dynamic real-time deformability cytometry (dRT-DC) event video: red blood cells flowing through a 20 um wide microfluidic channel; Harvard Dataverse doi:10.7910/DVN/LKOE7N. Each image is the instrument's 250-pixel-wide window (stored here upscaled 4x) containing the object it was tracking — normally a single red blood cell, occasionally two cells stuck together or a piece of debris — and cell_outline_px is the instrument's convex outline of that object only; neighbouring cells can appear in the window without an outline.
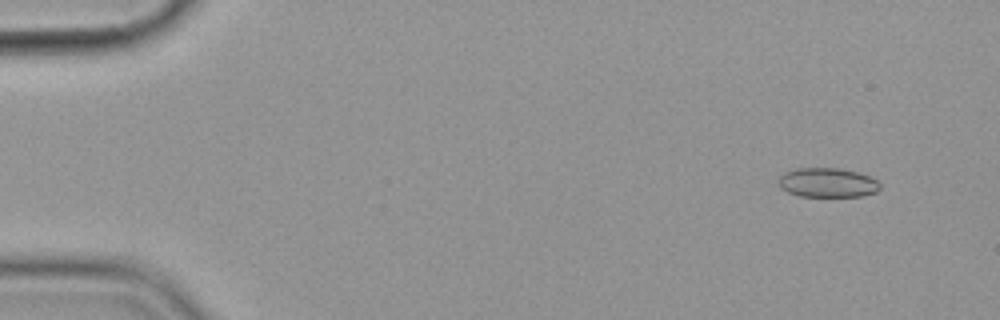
{"species": "common noctule bat (a hibernating species)", "species_latin": "Nyctalus noctula", "temperature_condition": "cold", "stored_images_in_passage": 9, "camera_frame_rate_fps": 3000, "um_per_image_px": 0.085, "animal": {"sex": "female", "body_mass_g": 19.9}, "frame": {"image": 1, "passage_image": 2, "time_ms": 1.333, "image_size_px": [1000, 320], "cell_outline_px": [[880, 188], [876, 192], [864, 196], [800, 196], [788, 192], [780, 188], [776, 180], [784, 172], [796, 168], [840, 168], [856, 172], [868, 176], [876, 180], [880, 184]], "centroid_in_image_um": [70.3, 15.52], "position_along_channel_um": 14.7, "area_um2": 17.46}}
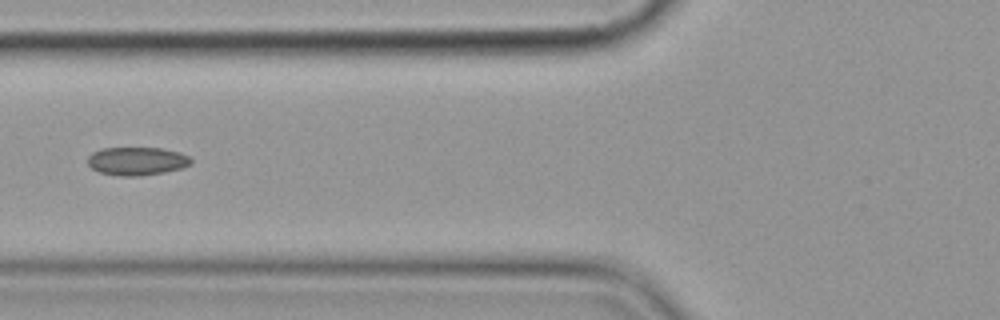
{"frame": {"image": 2, "passage_image": 7, "time_ms": 7.333, "image_size_px": [1000, 320], "cell_outline_px": [[192, 164], [184, 168], [164, 172], [140, 176], [120, 176], [100, 172], [92, 168], [88, 164], [88, 156], [92, 152], [104, 148], [160, 148], [180, 152], [188, 156], [192, 160]], "centroid_in_image_um": [11.66, 13.7], "position_along_channel_um": 114.1, "area_um2": 17.05}}
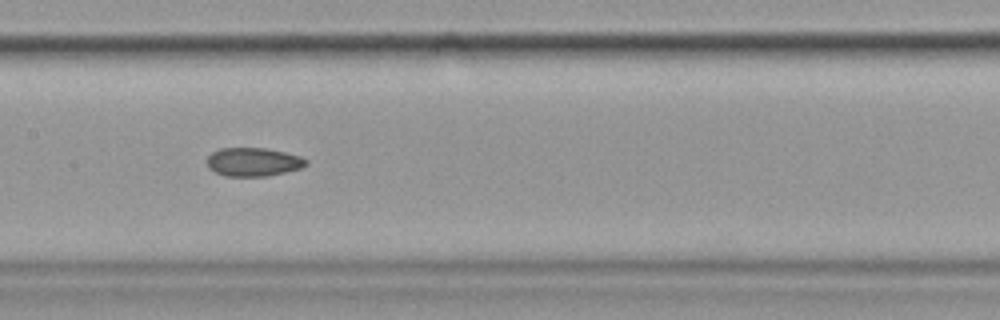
{"frame": {"image": 3, "passage_image": 9, "time_ms": 9.333, "image_size_px": [1000, 320], "cell_outline_px": [[308, 164], [304, 168], [268, 176], [224, 176], [208, 168], [208, 156], [212, 152], [220, 148], [268, 148], [300, 156], [308, 160]], "centroid_in_image_um": [21.57, 13.77], "position_along_channel_um": 185.8, "area_um2": 16.65}}